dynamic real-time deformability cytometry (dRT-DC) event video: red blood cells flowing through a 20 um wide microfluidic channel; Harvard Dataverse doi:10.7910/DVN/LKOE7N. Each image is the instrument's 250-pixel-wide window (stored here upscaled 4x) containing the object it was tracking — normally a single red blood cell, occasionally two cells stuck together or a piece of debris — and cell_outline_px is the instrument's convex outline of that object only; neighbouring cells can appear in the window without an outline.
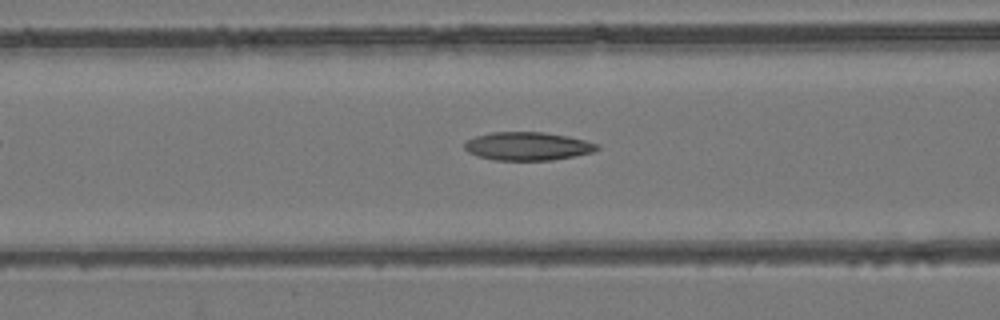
{"species": "common noctule bat (a hibernating species)", "species_latin": "Nyctalus noctula", "temperature_condition": "room temperature", "stored_images_in_passage": 37, "camera_frame_rate_fps": 3000, "um_per_image_px": 0.085, "animal": {"sex": "female", "body_mass_g": 24.6, "forearm_length_mm": 56.2}, "frame": {"image": 1, "passage_image": 5, "time_ms": 1.333, "image_size_px": [1000, 320], "cell_outline_px": [[600, 148], [592, 152], [552, 160], [496, 160], [476, 156], [468, 152], [464, 148], [464, 140], [476, 136], [492, 132], [544, 132], [568, 136], [600, 144]], "centroid_in_image_um": [44.82, 12.42], "position_along_channel_um": 121.8, "area_um2": 21.91}}
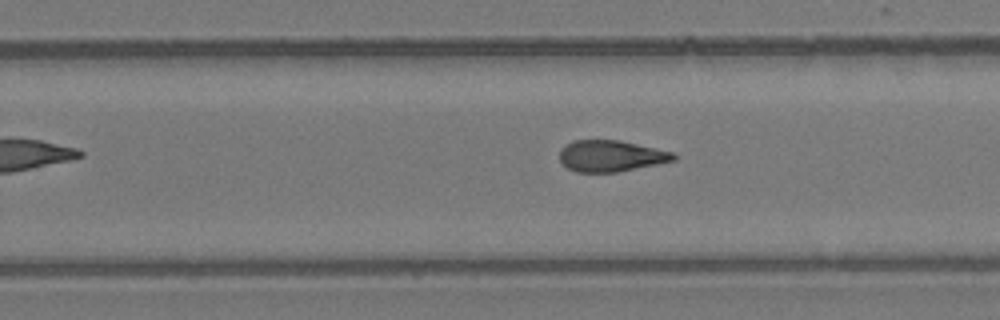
{"frame": {"image": 2, "passage_image": 17, "time_ms": 5.333, "image_size_px": [1000, 320], "cell_outline_px": [[676, 160], [616, 172], [576, 172], [568, 168], [560, 160], [560, 148], [564, 144], [572, 140], [620, 140], [672, 152], [676, 156]], "centroid_in_image_um": [51.88, 13.24], "position_along_channel_um": 277.9, "area_um2": 20.69}}
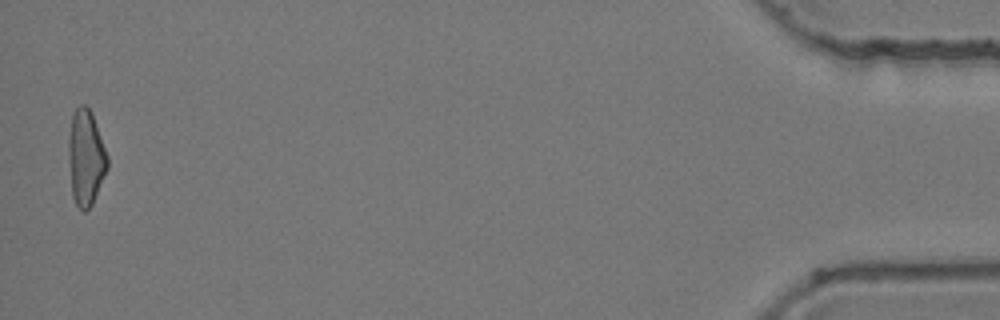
{"frame": {"image": 3, "passage_image": 36, "time_ms": 11.667, "image_size_px": [1000, 320], "cell_outline_px": [[108, 168], [92, 204], [84, 212], [76, 204], [72, 196], [68, 156], [68, 140], [72, 112], [80, 104], [84, 104], [92, 112], [108, 156]], "centroid_in_image_um": [7.29, 13.36], "position_along_channel_um": 427.9, "area_um2": 21.79}, "authors_computed_cell_mechanics": {"area_um2": 21.5594, "velocity_mm_per_s": 3.9108, "shape_relaxation_time_tau1_ms": null, "shape_relaxation_time_tau2_ms": 4.8402, "deformation_change_tau1": null, "deformation_change_tau2": 0.1531}}